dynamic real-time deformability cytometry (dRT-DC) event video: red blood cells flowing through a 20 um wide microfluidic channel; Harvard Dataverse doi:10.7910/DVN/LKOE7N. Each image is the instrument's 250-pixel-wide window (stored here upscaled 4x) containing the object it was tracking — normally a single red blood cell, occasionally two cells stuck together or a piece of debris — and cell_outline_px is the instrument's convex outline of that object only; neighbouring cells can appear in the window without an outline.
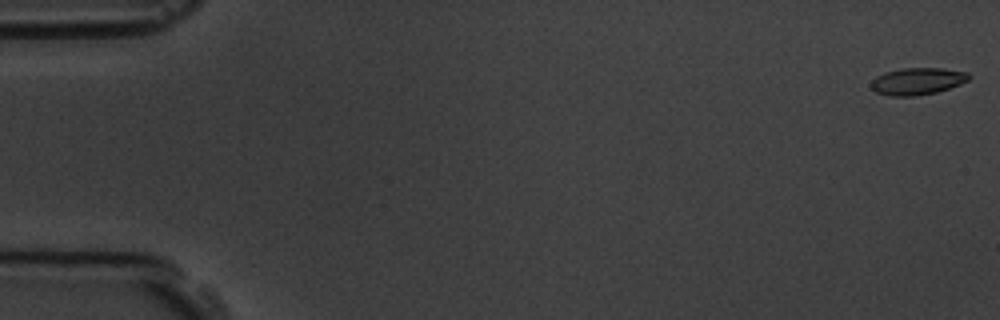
{"species": "common noctule bat (a hibernating species)", "species_latin": "Nyctalus noctula", "temperature_condition": "room temperature", "stored_images_in_passage": 10, "camera_frame_rate_fps": 3000, "um_per_image_px": 0.085, "animal": {"sex": "male", "body_mass_g": 19.5, "forearm_length_mm": 54.6}, "frame": {"image": 1, "passage_image": 1, "time_ms": 0.0, "image_size_px": [1000, 320], "cell_outline_px": [[972, 76], [968, 80], [960, 84], [936, 92], [916, 96], [892, 96], [876, 92], [872, 88], [872, 80], [876, 76], [884, 72], [904, 68], [940, 68], [968, 72]], "centroid_in_image_um": [77.99, 6.9], "position_along_channel_um": 7.0, "area_um2": 15.32}}
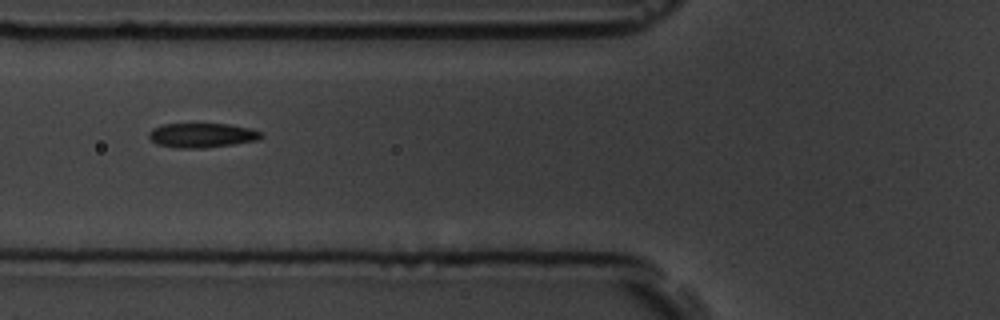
{"frame": {"image": 2, "passage_image": 7, "time_ms": 7.0, "image_size_px": [1000, 320], "cell_outline_px": [[264, 136], [256, 140], [232, 144], [204, 148], [176, 148], [156, 144], [148, 136], [148, 132], [152, 128], [164, 124], [228, 124], [252, 128], [264, 132]], "centroid_in_image_um": [17.18, 11.49], "position_along_channel_um": 108.6, "area_um2": 16.13}}
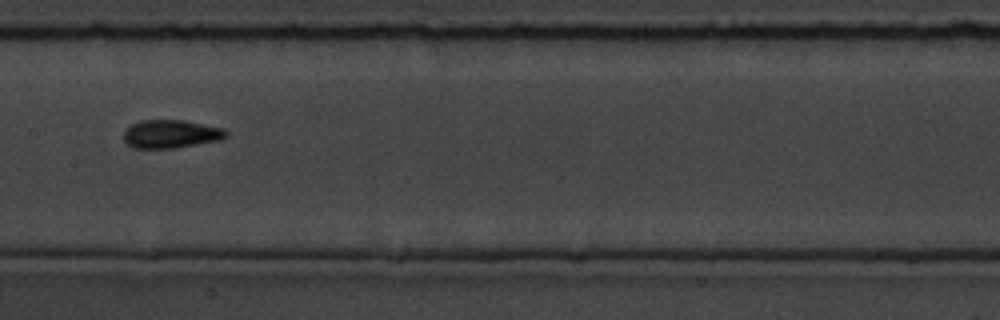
{"frame": {"image": 3, "passage_image": 9, "time_ms": 9.333, "image_size_px": [1000, 320], "cell_outline_px": [[228, 136], [220, 140], [176, 148], [132, 148], [124, 140], [124, 132], [132, 124], [140, 120], [184, 120], [224, 128], [228, 132]], "centroid_in_image_um": [14.55, 11.39], "position_along_channel_um": 192.8, "area_um2": 16.94}}